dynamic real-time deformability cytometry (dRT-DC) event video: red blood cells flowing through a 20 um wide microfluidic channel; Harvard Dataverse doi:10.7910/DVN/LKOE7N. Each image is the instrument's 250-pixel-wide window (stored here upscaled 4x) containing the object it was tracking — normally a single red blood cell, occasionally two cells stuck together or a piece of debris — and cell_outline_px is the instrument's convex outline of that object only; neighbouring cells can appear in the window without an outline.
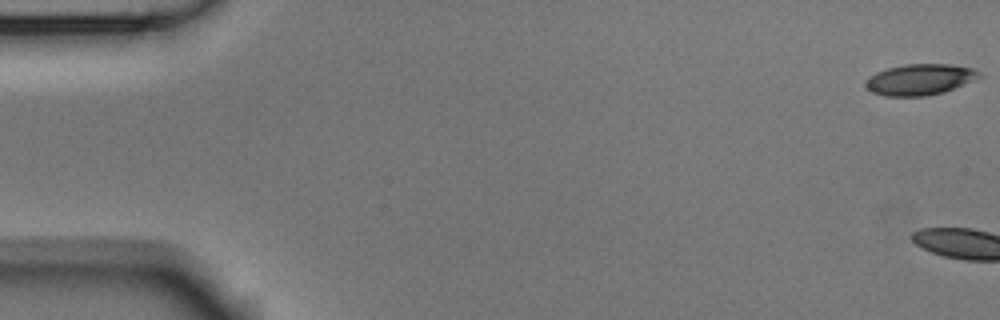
{"species": "Egyptian fruit bat (a non-hibernating species)", "species_latin": "Rousettus aegyptiacus", "temperature_condition": "room temperature", "stored_images_in_passage": 13, "camera_frame_rate_fps": 3000, "um_per_image_px": 0.085, "animal": {"sex": "male"}, "frame": {"image": 1, "passage_image": 1, "time_ms": 0.0, "image_size_px": [1000, 320], "cell_outline_px": [[984, 76], [944, 92], [928, 96], [884, 96], [872, 92], [864, 88], [864, 80], [876, 72], [888, 68], [904, 64], [948, 64], [972, 68], [980, 72]], "centroid_in_image_um": [78.16, 6.76], "position_along_channel_um": 6.8, "area_um2": 20.75}}